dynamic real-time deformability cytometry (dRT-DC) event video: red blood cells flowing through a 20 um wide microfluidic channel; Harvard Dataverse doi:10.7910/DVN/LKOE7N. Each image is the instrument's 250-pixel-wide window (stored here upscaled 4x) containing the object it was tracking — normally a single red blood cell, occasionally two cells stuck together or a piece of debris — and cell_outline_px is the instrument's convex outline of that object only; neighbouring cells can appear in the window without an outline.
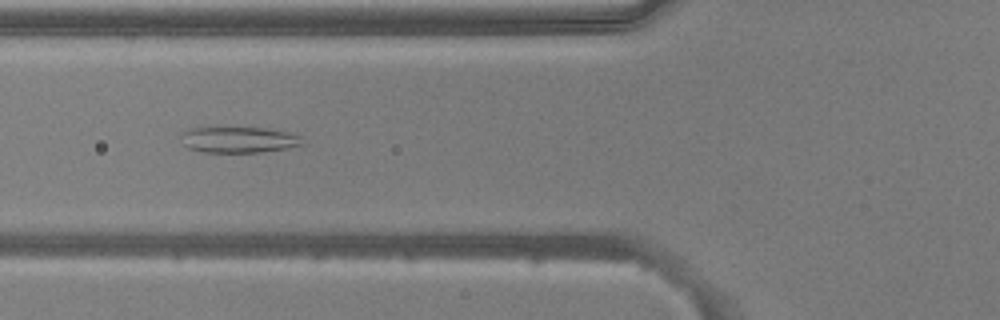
{"species": "common noctule bat (a hibernating species)", "species_latin": "Nyctalus noctula", "temperature_condition": "warm", "stored_images_in_passage": 48, "camera_frame_rate_fps": 3000, "um_per_image_px": 0.085, "animal": {"sex": "male", "body_mass_g": 20.5, "forearm_length_mm": 52.5}, "frame": {"image": 1, "passage_image": 16, "time_ms": 5.0, "image_size_px": [1000, 320], "cell_outline_px": [[304, 144], [288, 148], [264, 152], [204, 152], [188, 148], [184, 144], [180, 136], [180, 132], [188, 128], [220, 124], [264, 128], [288, 132], [300, 136]], "centroid_in_image_um": [20.2, 11.82], "position_along_channel_um": 105.6, "area_um2": 19.48}}
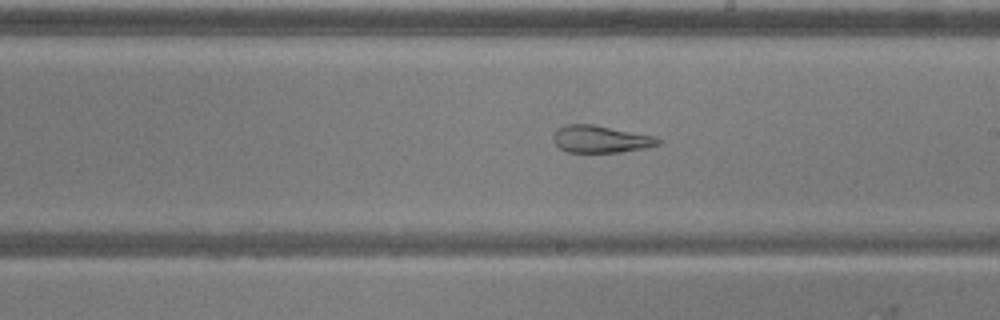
{"frame": {"image": 2, "passage_image": 26, "time_ms": 8.333, "image_size_px": [1000, 320], "cell_outline_px": [[664, 140], [660, 144], [644, 148], [620, 152], [568, 152], [560, 148], [552, 140], [552, 136], [556, 128], [564, 124], [592, 124], [656, 136]], "centroid_in_image_um": [51.05, 11.81], "position_along_channel_um": 238.0, "area_um2": 16.82}}
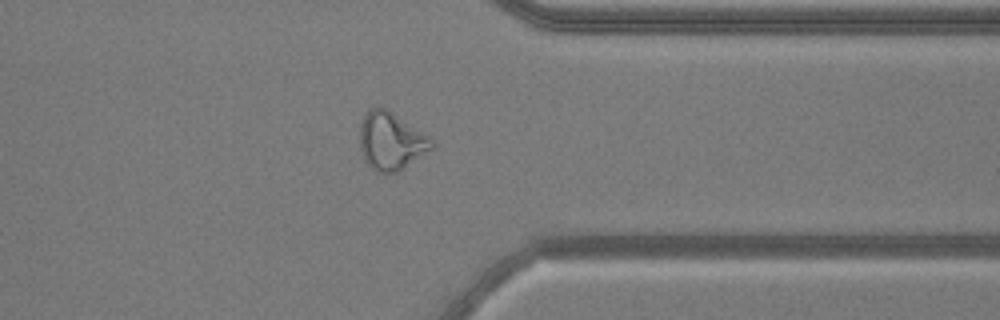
{"frame": {"image": 3, "passage_image": 37, "time_ms": 12.0, "image_size_px": [1000, 320], "cell_outline_px": [[436, 144], [432, 148], [396, 172], [376, 172], [364, 160], [360, 148], [360, 124], [368, 108], [380, 104], [428, 136]], "centroid_in_image_um": [33.19, 11.95], "position_along_channel_um": 378.2, "area_um2": 23.93}, "authors_computed_cell_mechanics": {"area_um2": 24.1026, "velocity_mm_per_s": 3.9627, "shape_relaxation_time_tau1_ms": null, "shape_relaxation_time_tau2_ms": 2.1005, "deformation_change_tau1": null, "deformation_change_tau2": 0.1088}}